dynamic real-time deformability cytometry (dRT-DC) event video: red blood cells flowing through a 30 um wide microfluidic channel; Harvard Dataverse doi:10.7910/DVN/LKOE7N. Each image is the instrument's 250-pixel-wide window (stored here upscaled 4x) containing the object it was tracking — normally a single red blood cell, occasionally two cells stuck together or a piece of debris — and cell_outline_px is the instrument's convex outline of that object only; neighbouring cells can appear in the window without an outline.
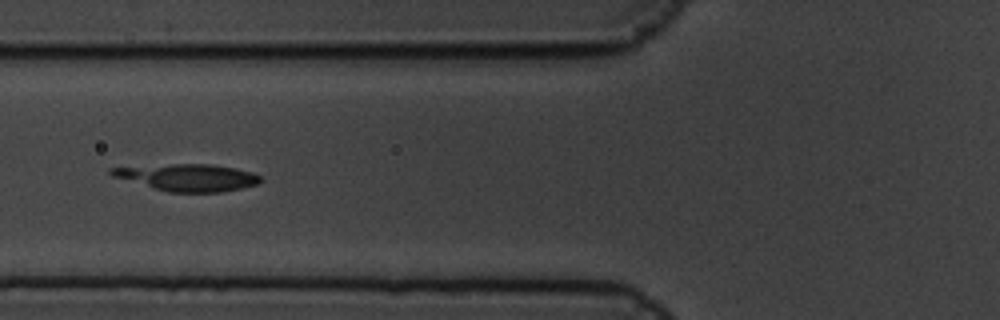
{"species": "common noctule bat (a hibernating species)", "species_latin": "Nyctalus noctula", "temperature_condition": "cold", "stored_images_in_passage": 3, "camera_frame_rate_fps": 3000, "um_per_image_px": 0.085, "animal": {"sex": "male", "body_mass_g": 19.5, "forearm_length_mm": 54.6}, "frame": {"image": 1, "passage_image": 2, "time_ms": 0.333, "image_size_px": [1000, 320], "cell_outline_px": [[264, 180], [256, 184], [240, 188], [220, 192], [168, 192], [112, 176], [108, 172], [108, 168], [176, 164], [212, 164], [236, 168], [252, 172], [260, 176]], "centroid_in_image_um": [15.98, 15.08], "position_along_channel_um": 109.8, "area_um2": 23.24}}
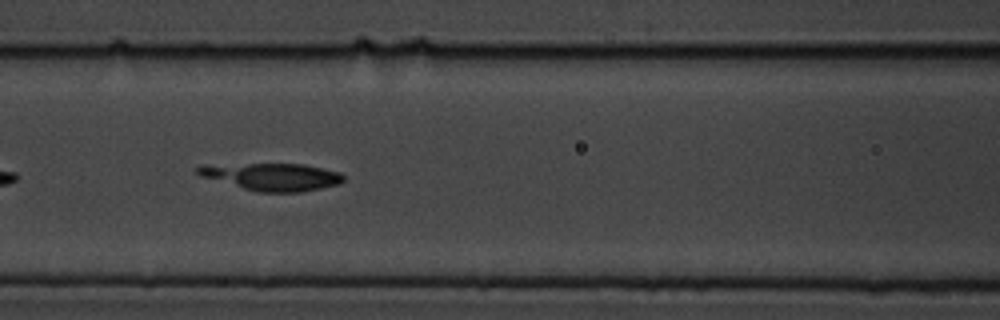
{"frame": {"image": 2, "passage_image": 3, "time_ms": 0.667, "image_size_px": [1000, 320], "cell_outline_px": [[344, 180], [340, 184], [300, 192], [256, 192], [200, 176], [196, 172], [196, 168], [204, 164], [304, 164], [340, 172], [344, 176]], "centroid_in_image_um": [23.11, 15.02], "position_along_channel_um": 143.5, "area_um2": 23.29}}